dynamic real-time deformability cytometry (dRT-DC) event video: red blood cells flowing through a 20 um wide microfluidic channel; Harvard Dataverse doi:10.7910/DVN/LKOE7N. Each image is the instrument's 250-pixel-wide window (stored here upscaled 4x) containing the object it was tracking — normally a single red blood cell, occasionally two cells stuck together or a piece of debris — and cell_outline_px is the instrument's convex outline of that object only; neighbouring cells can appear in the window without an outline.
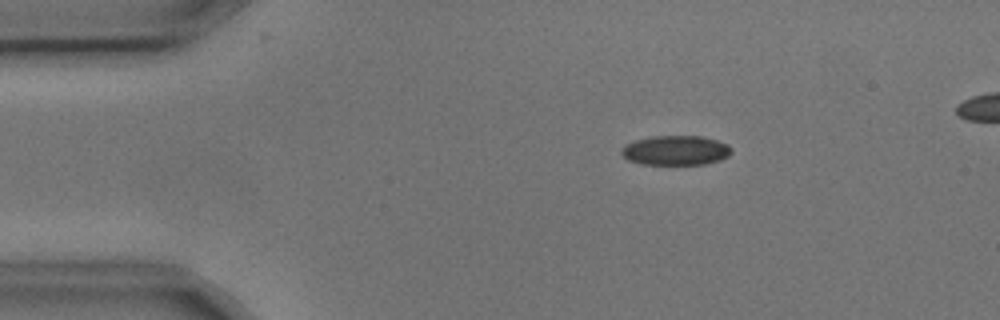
{"species": "common noctule bat (a hibernating species)", "species_latin": "Nyctalus noctula", "temperature_condition": "cold", "stored_images_in_passage": 5, "camera_frame_rate_fps": 3000, "um_per_image_px": 0.085, "animal": {"sex": "male", "body_mass_g": 17.9, "forearm_length_mm": 54.2}, "frame": {"image": 1, "passage_image": 2, "time_ms": 0.333, "image_size_px": [1000, 320], "cell_outline_px": [[732, 152], [728, 156], [720, 160], [704, 164], [640, 164], [628, 160], [620, 152], [620, 148], [624, 144], [636, 140], [652, 136], [700, 136], [716, 140], [728, 144], [732, 148]], "centroid_in_image_um": [57.42, 12.78], "position_along_channel_um": 27.6, "area_um2": 19.07}}